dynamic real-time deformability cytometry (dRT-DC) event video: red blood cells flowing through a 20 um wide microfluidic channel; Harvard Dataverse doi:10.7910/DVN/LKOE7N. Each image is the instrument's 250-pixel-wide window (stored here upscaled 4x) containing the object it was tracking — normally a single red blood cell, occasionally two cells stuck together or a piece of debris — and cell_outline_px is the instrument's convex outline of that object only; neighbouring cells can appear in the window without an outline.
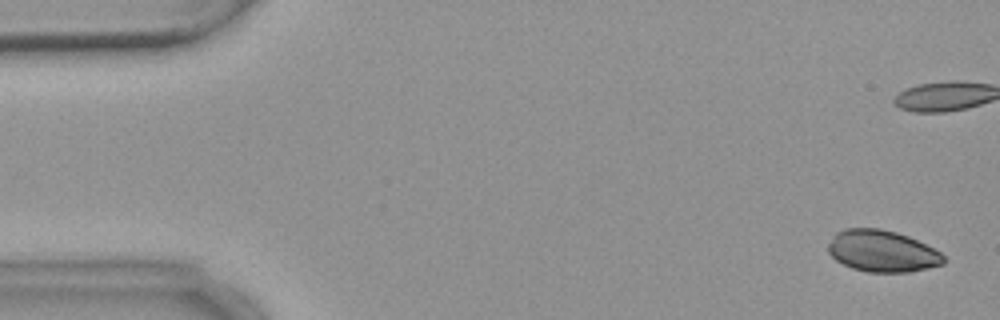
{"species": "common noctule bat (a hibernating species)", "species_latin": "Nyctalus noctula", "temperature_condition": "warm", "stored_images_in_passage": 10, "camera_frame_rate_fps": 3000, "um_per_image_px": 0.085, "animal": {"sex": "female", "body_mass_g": 18.4}, "frame": {"image": 1, "passage_image": 1, "time_ms": 0.0, "image_size_px": [1000, 320], "cell_outline_px": [[944, 264], [928, 268], [908, 272], [868, 272], [852, 268], [836, 260], [828, 252], [828, 244], [832, 236], [836, 232], [844, 228], [880, 228], [896, 232], [908, 236], [940, 252], [944, 256]], "centroid_in_image_um": [74.96, 21.34], "position_along_channel_um": 10.0, "area_um2": 27.98}}
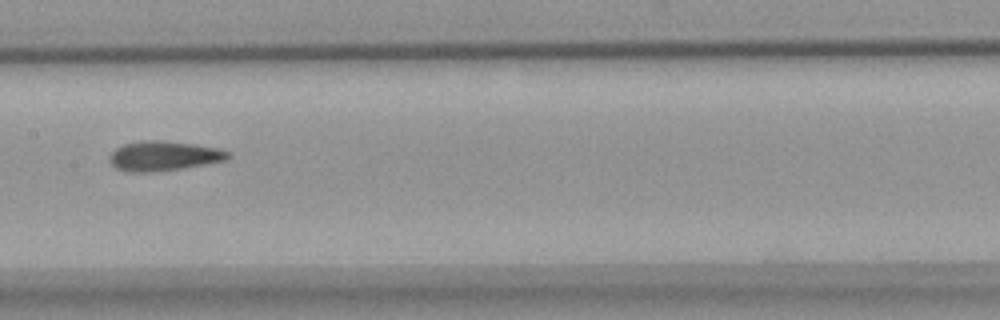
{"frame": {"image": 2, "passage_image": 9, "time_ms": 9.333, "image_size_px": [1000, 320], "cell_outline_px": [[232, 156], [228, 160], [184, 168], [152, 172], [124, 172], [116, 168], [108, 160], [108, 156], [116, 148], [124, 144], [140, 140], [164, 140], [196, 144], [220, 148], [228, 152]], "centroid_in_image_um": [13.92, 13.25], "position_along_channel_um": 193.5, "area_um2": 20.92}}
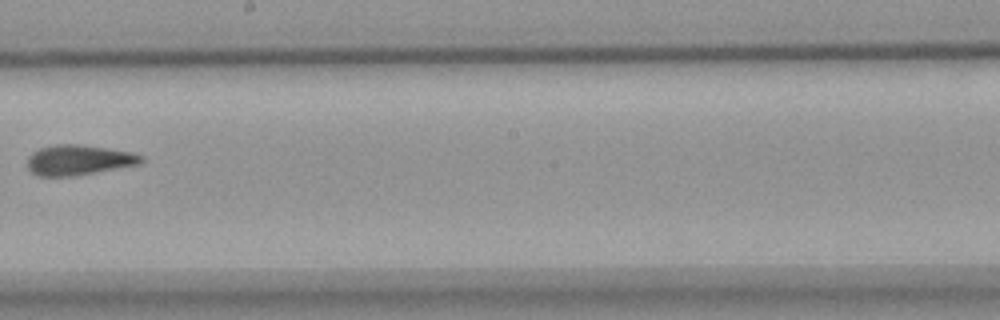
{"frame": {"image": 3, "passage_image": 10, "time_ms": 10.667, "image_size_px": [1000, 320], "cell_outline_px": [[144, 160], [140, 164], [72, 176], [36, 176], [28, 168], [28, 156], [32, 152], [40, 148], [56, 144], [84, 144], [132, 152], [144, 156]], "centroid_in_image_um": [6.69, 13.59], "position_along_channel_um": 241.5, "area_um2": 20.11}}